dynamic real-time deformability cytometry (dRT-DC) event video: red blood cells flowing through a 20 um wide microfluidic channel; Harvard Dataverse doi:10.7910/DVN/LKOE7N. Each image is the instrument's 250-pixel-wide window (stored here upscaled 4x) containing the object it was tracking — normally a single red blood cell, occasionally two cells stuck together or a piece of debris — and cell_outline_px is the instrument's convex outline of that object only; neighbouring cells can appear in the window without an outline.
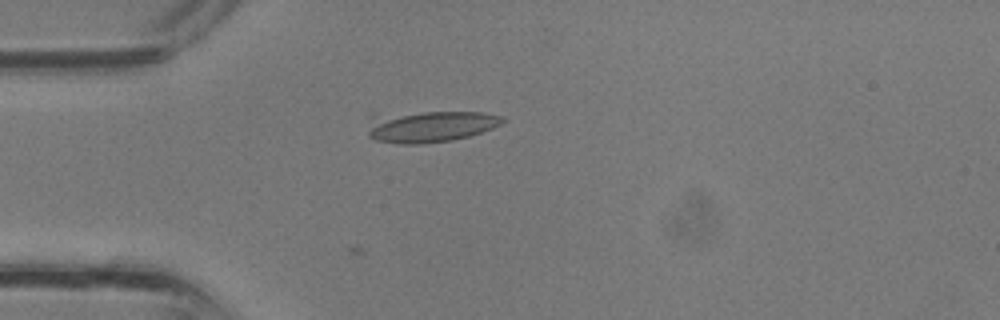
{"species": "common noctule bat (a hibernating species)", "species_latin": "Nyctalus noctula", "temperature_condition": "room temperature", "stored_images_in_passage": 16, "camera_frame_rate_fps": 3000, "um_per_image_px": 0.085, "animal": {"sex": "male", "body_mass_g": 13.3}, "frame": {"image": 1, "passage_image": 1, "time_ms": 0.0, "image_size_px": [1000, 320], "cell_outline_px": [[504, 120], [500, 124], [492, 128], [468, 136], [452, 140], [424, 144], [400, 144], [376, 140], [368, 136], [368, 112], [480, 112], [500, 116]], "centroid_in_image_um": [36.37, 10.72], "position_along_channel_um": 48.6, "area_um2": 25.43}}
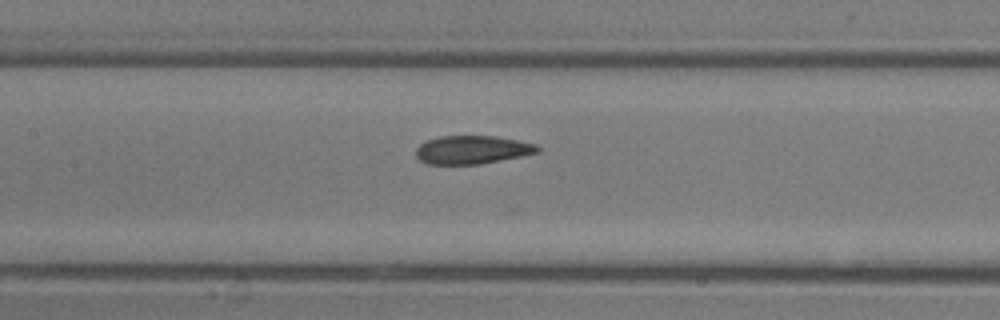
{"frame": {"image": 2, "passage_image": 8, "time_ms": 2.333, "image_size_px": [1000, 320], "cell_outline_px": [[540, 152], [480, 164], [428, 164], [420, 160], [416, 156], [416, 148], [420, 144], [428, 140], [440, 136], [496, 136], [536, 144], [540, 148]], "centroid_in_image_um": [40.13, 12.73], "position_along_channel_um": 167.3, "area_um2": 19.94}}
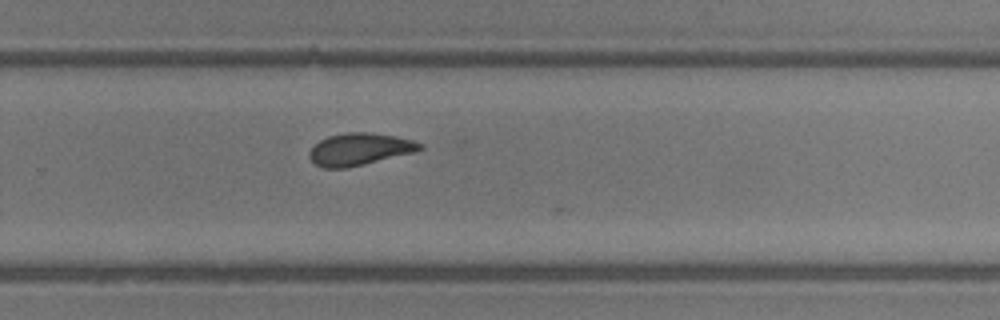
{"frame": {"image": 3, "passage_image": 15, "time_ms": 4.667, "image_size_px": [1000, 320], "cell_outline_px": [[424, 148], [416, 152], [344, 168], [324, 168], [316, 164], [308, 156], [308, 152], [320, 140], [328, 136], [344, 132], [372, 132], [412, 140], [424, 144]], "centroid_in_image_um": [30.57, 12.67], "position_along_channel_um": 299.2, "area_um2": 20.58}}